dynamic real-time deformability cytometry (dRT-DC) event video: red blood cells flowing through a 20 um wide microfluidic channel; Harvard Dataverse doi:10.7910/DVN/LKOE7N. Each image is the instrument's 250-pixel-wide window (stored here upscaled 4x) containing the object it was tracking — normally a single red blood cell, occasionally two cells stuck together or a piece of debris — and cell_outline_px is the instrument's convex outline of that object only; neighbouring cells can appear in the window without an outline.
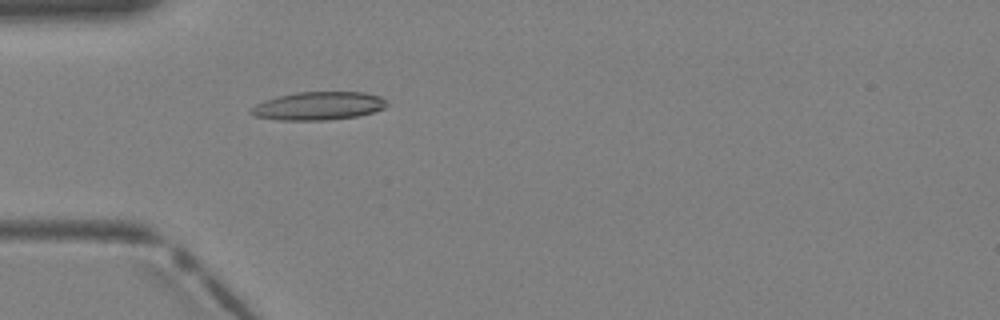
{"species": "Egyptian fruit bat (a non-hibernating species)", "species_latin": "Rousettus aegyptiacus", "temperature_condition": "warm", "stored_images_in_passage": 3, "camera_frame_rate_fps": 3000, "um_per_image_px": 0.085, "animal": {"sex": "female"}, "frame": {"image": 1, "passage_image": 3, "time_ms": 0.667, "image_size_px": [1000, 320], "cell_outline_px": [[388, 104], [384, 108], [360, 116], [328, 120], [280, 120], [256, 116], [248, 112], [256, 104], [264, 100], [276, 96], [296, 92], [364, 92], [380, 96]], "centroid_in_image_um": [27.06, 9.0], "position_along_channel_um": 57.9, "area_um2": 22.37}}